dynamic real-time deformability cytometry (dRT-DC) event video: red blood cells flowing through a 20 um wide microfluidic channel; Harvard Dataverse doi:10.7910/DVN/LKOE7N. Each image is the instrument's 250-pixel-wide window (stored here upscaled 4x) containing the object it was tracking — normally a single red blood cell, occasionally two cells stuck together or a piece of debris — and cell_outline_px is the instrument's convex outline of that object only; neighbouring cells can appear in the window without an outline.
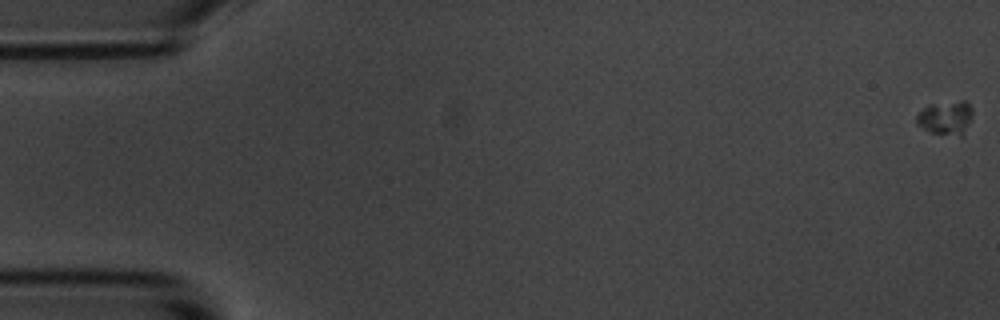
{"species": "common noctule bat (a hibernating species)", "species_latin": "Nyctalus noctula", "temperature_condition": "room temperature", "stored_images_in_passage": 6, "camera_frame_rate_fps": 3000, "um_per_image_px": 0.085, "animal": {"sex": "male", "body_mass_g": 20.1, "forearm_length_mm": 53.5}, "frame": {"image": 1, "passage_image": 1, "time_ms": 0.0, "image_size_px": [1000, 320], "cell_outline_px": [[972, 116], [964, 136], [960, 136], [932, 132], [916, 124], [916, 116], [924, 108], [932, 104], [960, 100], [964, 100], [972, 108]], "centroid_in_image_um": [80.43, 10.01], "position_along_channel_um": 4.6, "area_um2": 10.98}}